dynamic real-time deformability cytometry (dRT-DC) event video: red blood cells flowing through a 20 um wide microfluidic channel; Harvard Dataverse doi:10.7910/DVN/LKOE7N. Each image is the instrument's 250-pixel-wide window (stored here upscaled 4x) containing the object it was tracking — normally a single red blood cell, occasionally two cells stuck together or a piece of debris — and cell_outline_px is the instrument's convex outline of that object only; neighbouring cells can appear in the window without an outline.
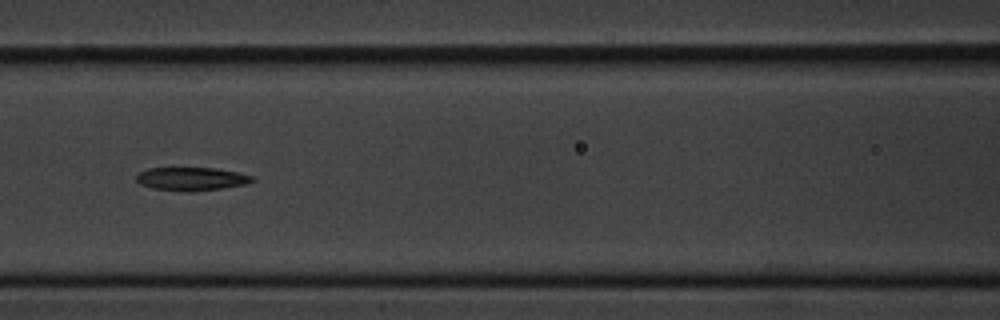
{"species": "common noctule bat (a hibernating species)", "species_latin": "Nyctalus noctula", "temperature_condition": "cold", "stored_images_in_passage": 14, "camera_frame_rate_fps": 3000, "um_per_image_px": 0.085, "animal": {"sex": "male", "body_mass_g": 20.1, "forearm_length_mm": 53.5}, "frame": {"image": 1, "passage_image": 6, "time_ms": 6.667, "image_size_px": [1000, 320], "cell_outline_px": [[256, 180], [244, 184], [224, 188], [196, 192], [180, 192], [152, 188], [140, 184], [136, 180], [136, 176], [140, 172], [148, 168], [216, 168], [236, 172], [252, 176]], "centroid_in_image_um": [16.26, 15.22], "position_along_channel_um": 150.3, "area_um2": 15.9}}
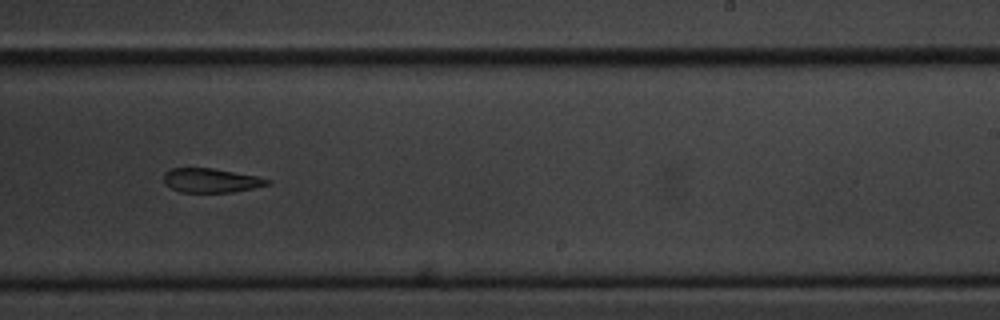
{"frame": {"image": 2, "passage_image": 9, "time_ms": 10.0, "image_size_px": [1000, 320], "cell_outline_px": [[272, 184], [232, 192], [180, 192], [164, 184], [164, 172], [172, 168], [212, 168], [256, 176], [272, 180]], "centroid_in_image_um": [17.93, 15.34], "position_along_channel_um": 271.1, "area_um2": 14.57}}
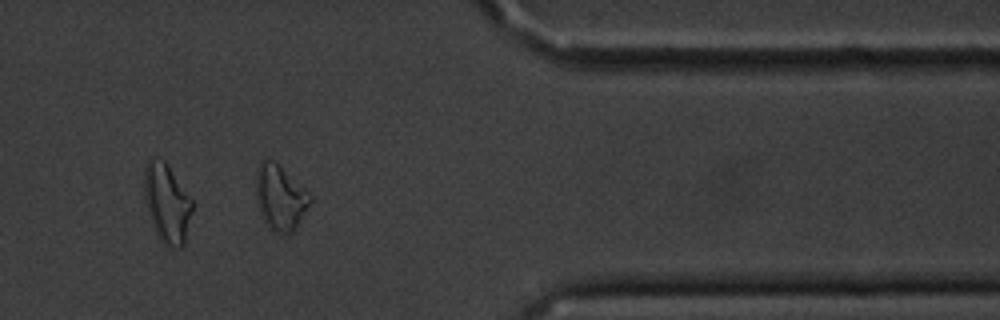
{"frame": {"image": 3, "passage_image": 12, "time_ms": 13.667, "image_size_px": [1000, 320], "cell_outline_px": [[312, 200], [296, 228], [288, 236], [284, 236], [272, 232], [268, 228], [260, 212], [256, 192], [256, 172], [260, 160], [264, 156], [268, 156], [304, 188], [312, 196]], "centroid_in_image_um": [23.8, 16.81], "position_along_channel_um": 387.6, "area_um2": 20.75}, "authors_computed_cell_mechanics": {"area_um2": 16.762, "velocity_mm_per_s": 3.632, "shape_relaxation_time_tau1_ms": 4.3414, "shape_relaxation_time_tau2_ms": null, "deformation_change_tau1": 0.142, "deformation_change_tau2": null}}